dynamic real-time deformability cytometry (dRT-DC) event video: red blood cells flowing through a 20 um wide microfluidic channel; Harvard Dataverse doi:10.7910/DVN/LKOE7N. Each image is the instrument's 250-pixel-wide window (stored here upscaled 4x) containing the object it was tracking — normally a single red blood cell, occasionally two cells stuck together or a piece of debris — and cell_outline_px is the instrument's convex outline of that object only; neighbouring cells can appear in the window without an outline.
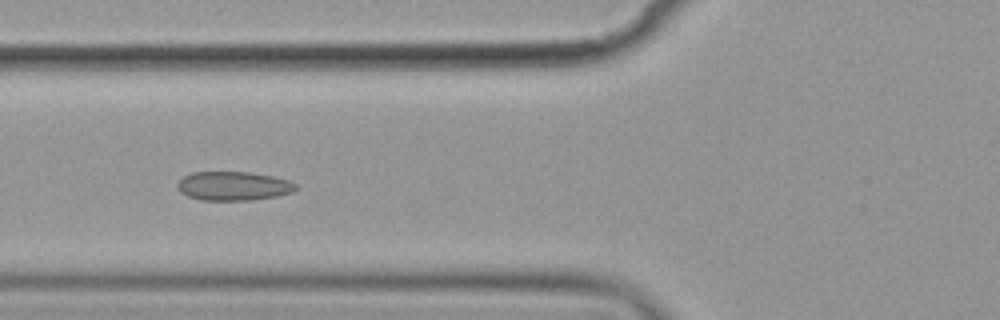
{"species": "common noctule bat (a hibernating species)", "species_latin": "Nyctalus noctula", "temperature_condition": "cold", "stored_images_in_passage": 7, "camera_frame_rate_fps": 3000, "um_per_image_px": 0.085, "animal": {"sex": "female", "body_mass_g": 19.9}, "frame": {"image": 1, "passage_image": 5, "time_ms": 5.0, "image_size_px": [1000, 320], "cell_outline_px": [[300, 188], [292, 192], [276, 196], [252, 200], [200, 200], [188, 196], [180, 192], [176, 184], [184, 176], [192, 172], [248, 172], [272, 176], [288, 180], [296, 184]], "centroid_in_image_um": [19.85, 15.81], "position_along_channel_um": 106.0, "area_um2": 20.0}}
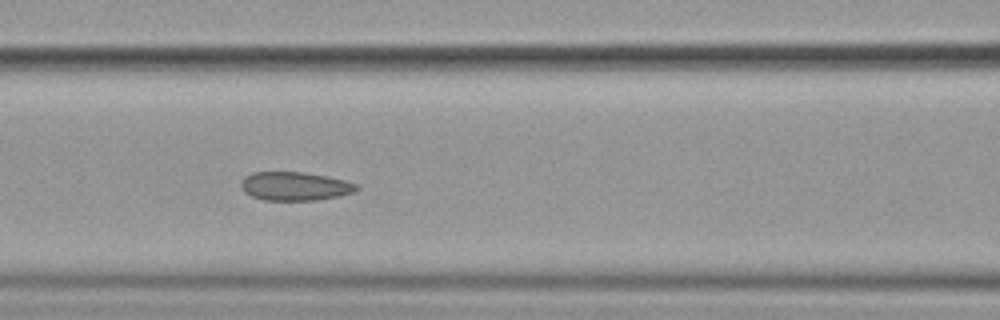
{"frame": {"image": 2, "passage_image": 6, "time_ms": 6.0, "image_size_px": [1000, 320], "cell_outline_px": [[360, 188], [352, 192], [340, 196], [316, 200], [264, 200], [252, 196], [244, 192], [240, 184], [244, 176], [252, 172], [304, 172], [328, 176], [344, 180], [356, 184]], "centroid_in_image_um": [25.05, 15.82], "position_along_channel_um": 141.5, "area_um2": 19.31}}
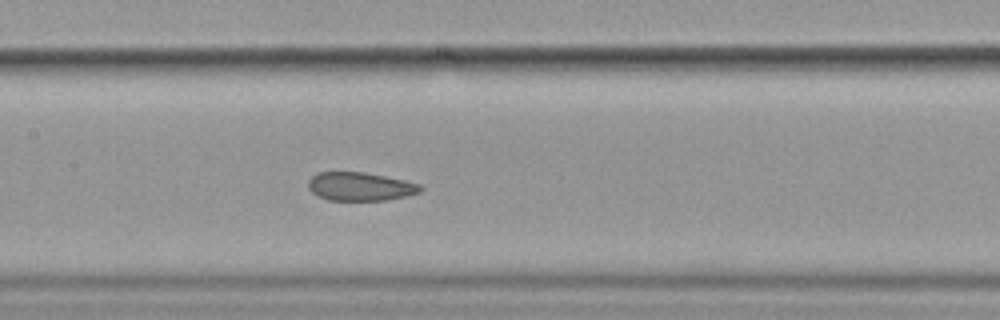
{"frame": {"image": 3, "passage_image": 7, "time_ms": 7.0, "image_size_px": [1000, 320], "cell_outline_px": [[424, 188], [420, 192], [408, 196], [388, 200], [328, 200], [316, 196], [308, 188], [308, 180], [316, 172], [364, 172], [404, 180], [420, 184]], "centroid_in_image_um": [30.61, 15.86], "position_along_channel_um": 176.8, "area_um2": 18.79}}